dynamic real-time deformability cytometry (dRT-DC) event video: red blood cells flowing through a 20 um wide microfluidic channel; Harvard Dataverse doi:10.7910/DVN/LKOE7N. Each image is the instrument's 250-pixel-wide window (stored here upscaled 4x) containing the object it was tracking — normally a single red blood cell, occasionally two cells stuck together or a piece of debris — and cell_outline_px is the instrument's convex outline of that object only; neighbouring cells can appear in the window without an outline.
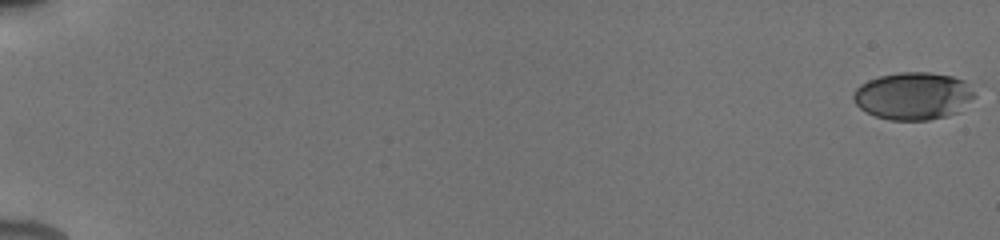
{"species": "human", "species_latin": "Homo sapiens", "temperature_condition": "cold", "stored_images_in_passage": 71, "camera_frame_rate_fps": 3000, "um_per_image_px": 0.085, "donor": {"sex": "male"}, "frame": {"image": 1, "passage_image": 1, "time_ms": 0.0, "image_size_px": [1000, 240], "cell_outline_px": [[976, 96], [960, 112], [948, 116], [928, 120], [888, 120], [876, 116], [860, 108], [856, 104], [852, 96], [852, 92], [860, 84], [868, 80], [880, 76], [900, 72], [928, 72], [952, 76], [964, 80], [972, 84]], "centroid_in_image_um": [77.67, 8.15], "position_along_channel_um": 7.3, "area_um2": 33.99}}
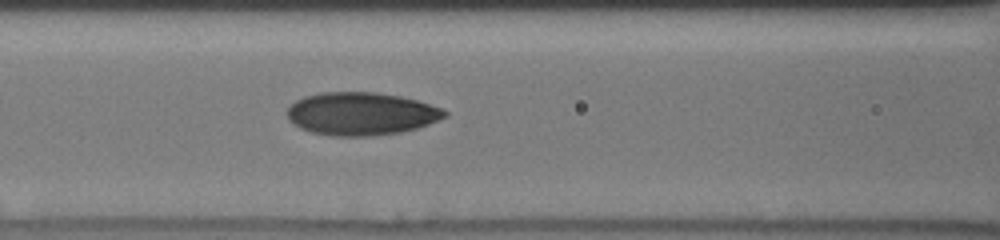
{"frame": {"image": 2, "passage_image": 30, "time_ms": 8.667, "image_size_px": [1000, 240], "cell_outline_px": [[448, 116], [428, 124], [416, 128], [400, 132], [372, 136], [332, 136], [312, 132], [300, 128], [288, 120], [284, 112], [296, 100], [304, 96], [320, 92], [376, 92], [400, 96], [416, 100], [444, 108], [448, 112]], "centroid_in_image_um": [30.68, 9.66], "position_along_channel_um": 135.9, "area_um2": 39.65}}
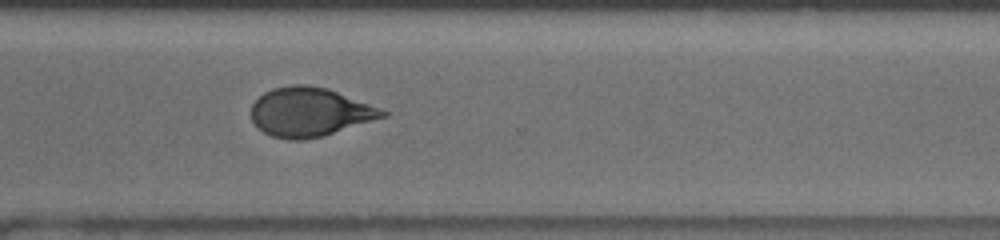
{"frame": {"image": 3, "passage_image": 47, "time_ms": 14.0, "image_size_px": [1000, 240], "cell_outline_px": [[388, 116], [324, 136], [304, 140], [288, 140], [272, 136], [264, 132], [252, 120], [252, 104], [264, 92], [272, 88], [292, 84], [308, 84], [328, 88], [380, 108], [388, 112]], "centroid_in_image_um": [26.34, 9.52], "position_along_channel_um": 344.3, "area_um2": 37.57}, "authors_computed_cell_mechanics": {"area_um2": 36.1828, "velocity_mm_per_s": 3.9218, "shape_relaxation_time_tau1_ms": 5.2867, "shape_relaxation_time_tau2_ms": 1.7631, "deformation_change_tau1": 0.1785, "deformation_change_tau2": 0.0739}}